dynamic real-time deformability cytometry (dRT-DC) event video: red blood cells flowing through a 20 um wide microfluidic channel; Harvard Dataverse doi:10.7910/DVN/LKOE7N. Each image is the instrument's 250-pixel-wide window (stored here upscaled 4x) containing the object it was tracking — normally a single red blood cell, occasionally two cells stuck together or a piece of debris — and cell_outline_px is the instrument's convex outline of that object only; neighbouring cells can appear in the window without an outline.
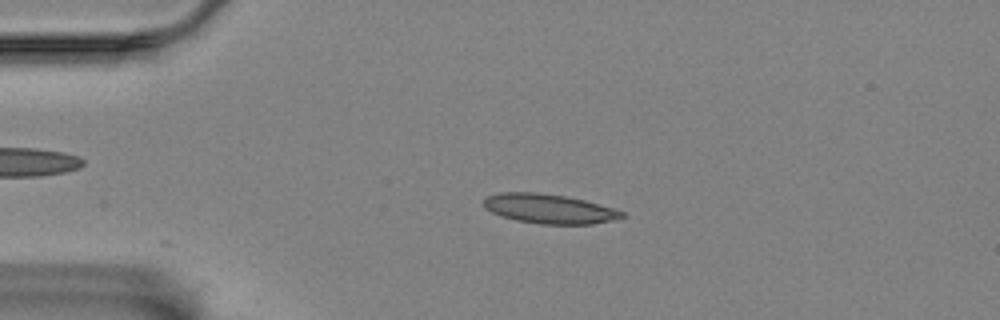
{"species": "Egyptian fruit bat (a non-hibernating species)", "species_latin": "Rousettus aegyptiacus", "temperature_condition": "room temperature", "stored_images_in_passage": 17, "camera_frame_rate_fps": 3000, "um_per_image_px": 0.085, "animal": {"sex": "female"}, "frame": {"image": 1, "passage_image": 2, "time_ms": 0.333, "image_size_px": [1000, 320], "cell_outline_px": [[624, 216], [612, 220], [592, 224], [540, 224], [516, 220], [500, 216], [484, 208], [484, 200], [488, 196], [500, 192], [536, 192], [564, 196], [584, 200], [612, 208], [624, 212]], "centroid_in_image_um": [46.64, 17.74], "position_along_channel_um": 38.4, "area_um2": 23.52}}
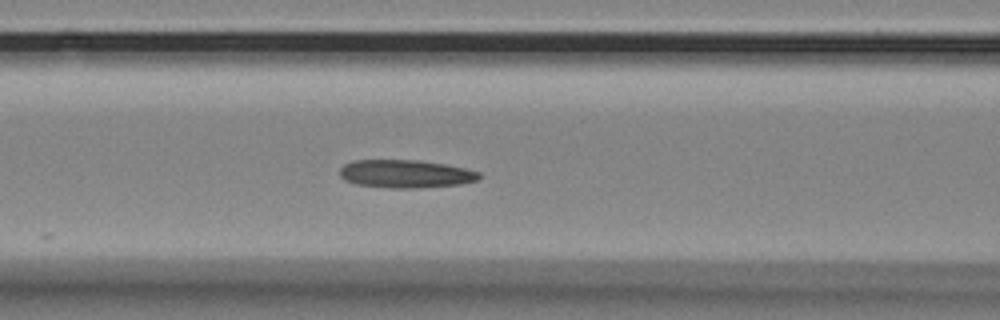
{"frame": {"image": 2, "passage_image": 13, "time_ms": 4.0, "image_size_px": [1000, 320], "cell_outline_px": [[480, 180], [460, 184], [412, 188], [388, 188], [356, 184], [344, 180], [340, 176], [340, 168], [344, 164], [352, 160], [416, 160], [444, 164], [464, 168], [480, 172]], "centroid_in_image_um": [34.45, 14.77], "position_along_channel_um": 132.2, "area_um2": 22.77}}
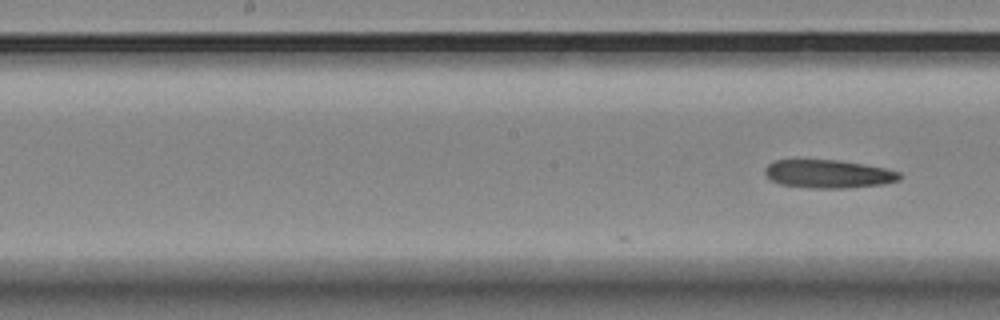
{"frame": {"image": 3, "passage_image": 17, "time_ms": 5.333, "image_size_px": [1000, 320], "cell_outline_px": [[900, 180], [884, 184], [844, 188], [808, 188], [780, 184], [772, 180], [764, 172], [764, 168], [768, 164], [776, 160], [840, 160], [864, 164], [884, 168], [900, 172]], "centroid_in_image_um": [70.41, 14.78], "position_along_channel_um": 177.8, "area_um2": 22.14}}